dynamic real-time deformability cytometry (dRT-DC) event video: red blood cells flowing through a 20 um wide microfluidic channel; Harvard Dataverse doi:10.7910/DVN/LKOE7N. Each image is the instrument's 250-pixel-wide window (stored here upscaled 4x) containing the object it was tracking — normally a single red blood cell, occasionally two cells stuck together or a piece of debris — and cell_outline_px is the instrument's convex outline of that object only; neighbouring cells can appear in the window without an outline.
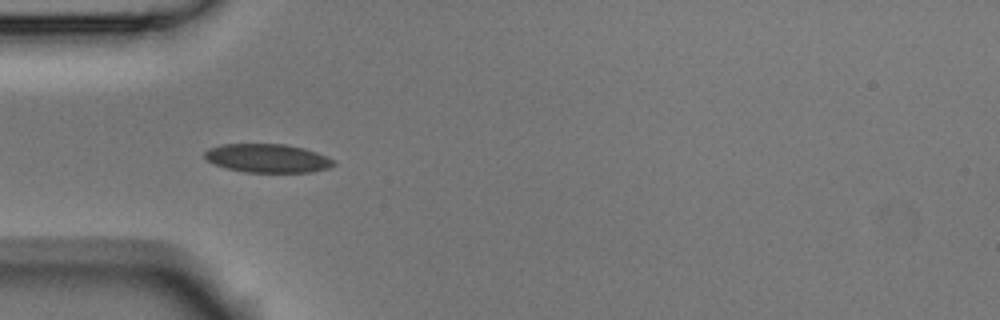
{"species": "Egyptian fruit bat (a non-hibernating species)", "species_latin": "Rousettus aegyptiacus", "temperature_condition": "room temperature", "stored_images_in_passage": 3, "camera_frame_rate_fps": 3000, "um_per_image_px": 0.085, "animal": {"sex": "male"}, "frame": {"image": 1, "passage_image": 2, "time_ms": 0.333, "image_size_px": [1000, 320], "cell_outline_px": [[336, 164], [328, 168], [312, 172], [244, 172], [228, 168], [216, 164], [208, 160], [204, 156], [204, 152], [208, 148], [220, 144], [284, 144], [304, 148], [316, 152], [336, 160]], "centroid_in_image_um": [22.76, 13.44], "position_along_channel_um": 62.2, "area_um2": 21.5}}
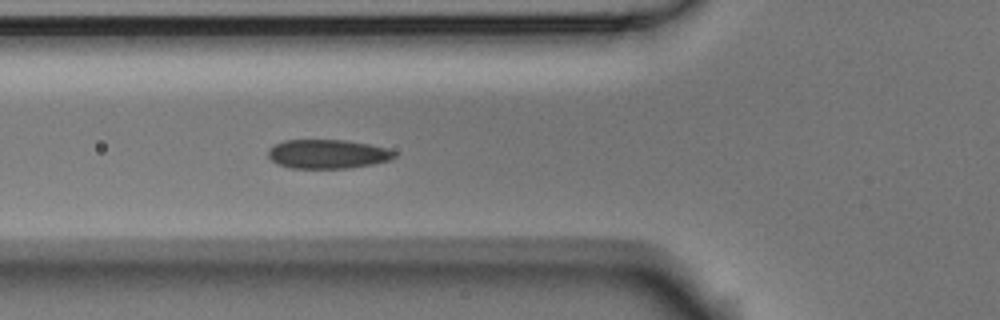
{"frame": {"image": 2, "passage_image": 3, "time_ms": 0.667, "image_size_px": [1000, 320], "cell_outline_px": [[396, 156], [388, 160], [372, 164], [348, 168], [288, 168], [276, 164], [268, 156], [268, 148], [284, 140], [344, 140], [368, 144], [388, 148], [396, 152]], "centroid_in_image_um": [27.82, 13.09], "position_along_channel_um": 98.0, "area_um2": 21.39}}